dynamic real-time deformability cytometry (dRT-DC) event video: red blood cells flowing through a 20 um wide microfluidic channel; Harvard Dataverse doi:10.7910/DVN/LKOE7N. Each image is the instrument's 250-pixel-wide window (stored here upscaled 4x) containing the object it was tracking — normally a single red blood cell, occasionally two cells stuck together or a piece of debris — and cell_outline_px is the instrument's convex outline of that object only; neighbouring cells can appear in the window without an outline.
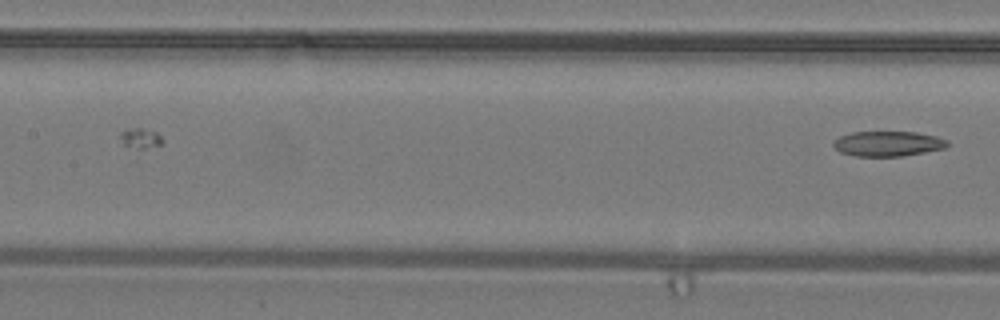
{"species": "common noctule bat (a hibernating species)", "species_latin": "Nyctalus noctula", "temperature_condition": "warm", "stored_images_in_passage": 19, "camera_frame_rate_fps": 3000, "um_per_image_px": 0.085, "animal": {"sex": "male", "body_mass_g": 19.2, "forearm_length_mm": 51.8}, "frame": {"image": 1, "passage_image": 19, "time_ms": 6.0, "image_size_px": [1000, 320], "cell_outline_px": [[948, 144], [944, 148], [924, 152], [900, 156], [856, 156], [840, 152], [832, 144], [840, 136], [852, 132], [916, 132], [936, 136], [948, 140]], "centroid_in_image_um": [75.47, 12.21], "position_along_channel_um": 131.9, "area_um2": 16.47}}